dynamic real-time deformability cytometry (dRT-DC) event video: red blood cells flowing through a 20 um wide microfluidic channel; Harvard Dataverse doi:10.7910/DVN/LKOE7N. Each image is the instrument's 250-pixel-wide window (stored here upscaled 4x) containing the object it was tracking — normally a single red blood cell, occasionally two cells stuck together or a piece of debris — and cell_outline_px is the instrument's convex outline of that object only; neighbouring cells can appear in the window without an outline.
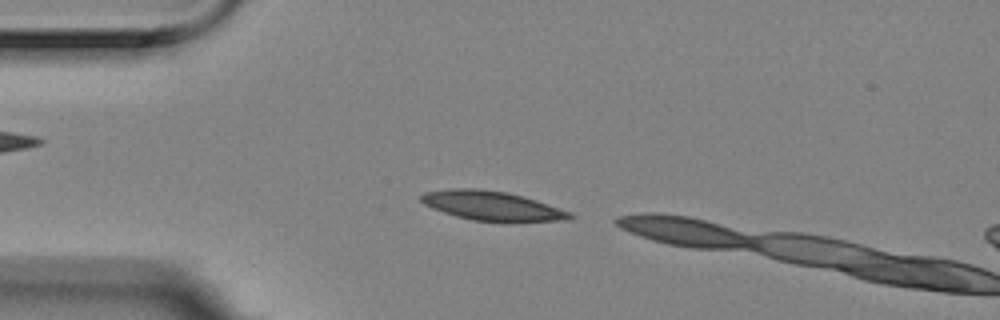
{"species": "Egyptian fruit bat (a non-hibernating species)", "species_latin": "Rousettus aegyptiacus", "temperature_condition": "room temperature", "stored_images_in_passage": 2, "segment_of_instrument_passage": [2, 2], "camera_frame_rate_fps": 3000, "um_per_image_px": 0.085, "animal": {"sex": "female"}, "frame": {"image": 1, "passage_image": 2, "time_ms": 0.333, "image_size_px": [1000, 320], "cell_outline_px": [[576, 216], [556, 220], [472, 220], [456, 216], [432, 208], [424, 204], [420, 200], [420, 196], [424, 192], [448, 188], [480, 188], [508, 192], [524, 196], [572, 212]], "centroid_in_image_um": [41.74, 17.44], "position_along_channel_um": 43.3, "area_um2": 24.91}}